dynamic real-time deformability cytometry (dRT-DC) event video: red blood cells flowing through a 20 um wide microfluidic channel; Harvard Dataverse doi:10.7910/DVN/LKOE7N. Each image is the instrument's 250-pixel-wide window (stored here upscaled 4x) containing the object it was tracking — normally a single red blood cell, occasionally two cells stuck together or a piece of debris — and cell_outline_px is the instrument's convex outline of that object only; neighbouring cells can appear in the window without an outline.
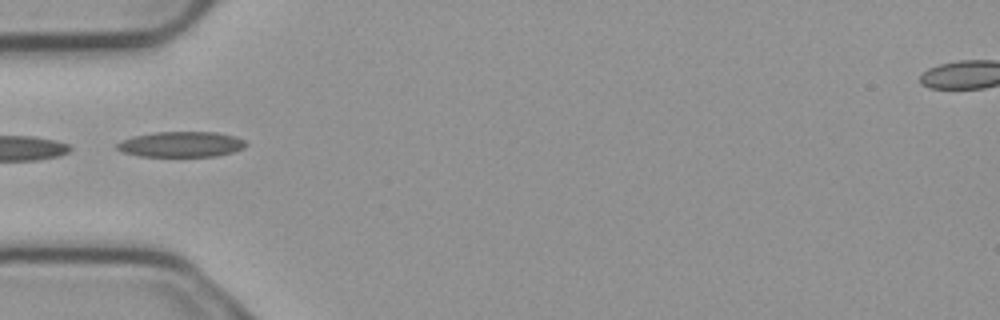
{"species": "common noctule bat (a hibernating species)", "species_latin": "Nyctalus noctula", "temperature_condition": "cold", "stored_images_in_passage": 3, "camera_frame_rate_fps": 3000, "um_per_image_px": 0.085, "animal": {"sex": "male", "body_mass_g": 23.1, "forearm_length_mm": 52.7}, "frame": {"image": 1, "passage_image": 3, "time_ms": 0.667, "image_size_px": [1000, 320], "cell_outline_px": [[248, 144], [244, 148], [232, 152], [216, 156], [140, 156], [124, 152], [116, 148], [116, 144], [120, 140], [132, 136], [156, 132], [216, 132], [236, 136], [244, 140]], "centroid_in_image_um": [15.41, 12.26], "position_along_channel_um": 69.6, "area_um2": 19.19}}